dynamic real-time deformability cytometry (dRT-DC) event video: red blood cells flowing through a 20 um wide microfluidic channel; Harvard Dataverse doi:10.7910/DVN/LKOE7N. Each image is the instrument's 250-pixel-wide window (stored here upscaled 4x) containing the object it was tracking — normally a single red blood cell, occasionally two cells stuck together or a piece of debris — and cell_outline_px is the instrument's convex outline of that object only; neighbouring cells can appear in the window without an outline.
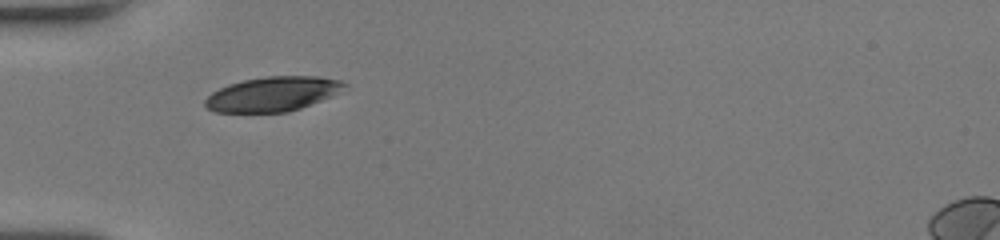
{"species": "human", "species_latin": "Homo sapiens", "temperature_condition": "room temperature", "stored_images_in_passage": 36, "camera_frame_rate_fps": 3000, "um_per_image_px": 0.085, "donor": {"sex": "female"}, "frame": {"image": 1, "passage_image": 1, "time_ms": 0.0, "image_size_px": [1000, 240], "cell_outline_px": [[348, 84], [328, 96], [320, 100], [300, 108], [288, 112], [216, 112], [208, 108], [204, 104], [204, 100], [212, 92], [228, 84], [244, 80], [268, 76], [320, 76], [340, 80]], "centroid_in_image_um": [23.12, 7.98], "position_along_channel_um": 61.9, "area_um2": 27.63}}
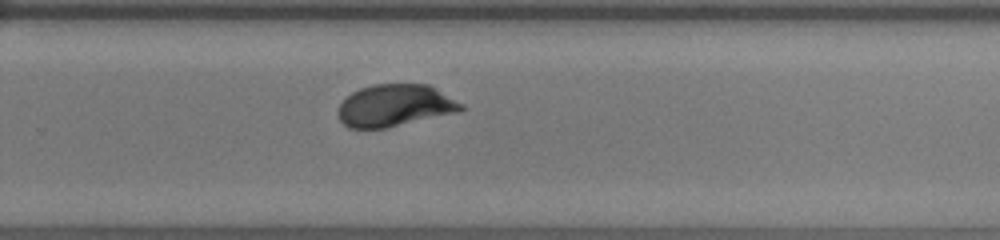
{"frame": {"image": 2, "passage_image": 19, "time_ms": 6.0, "image_size_px": [1000, 240], "cell_outline_px": [[464, 108], [460, 112], [384, 128], [348, 128], [340, 120], [336, 112], [340, 104], [352, 92], [360, 88], [372, 84], [428, 84], [464, 104]], "centroid_in_image_um": [33.57, 8.97], "position_along_channel_um": 296.2, "area_um2": 30.17}}
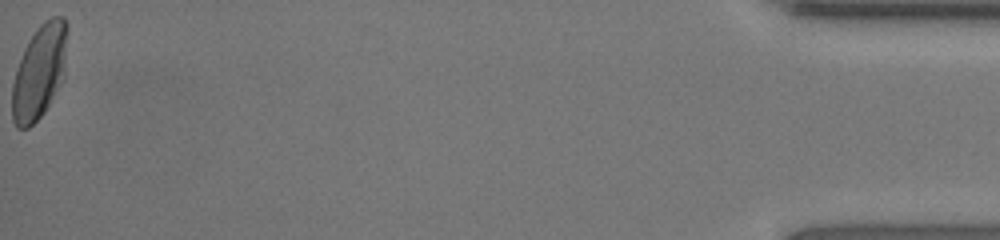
{"frame": {"image": 3, "passage_image": 36, "time_ms": 11.667, "image_size_px": [1000, 240], "cell_outline_px": [[68, 28], [64, 80], [44, 112], [28, 128], [16, 128], [12, 120], [12, 84], [16, 68], [24, 48], [36, 28], [44, 20], [52, 16], [60, 16], [64, 20]], "centroid_in_image_um": [3.35, 6.09], "position_along_channel_um": 431.8, "area_um2": 30.58}, "authors_computed_cell_mechanics": {"area_um2": 29.9693, "velocity_mm_per_s": 4.0297, "shape_relaxation_time_tau1_ms": 2.2903, "shape_relaxation_time_tau2_ms": null, "deformation_change_tau1": 0.1336, "deformation_change_tau2": null}}